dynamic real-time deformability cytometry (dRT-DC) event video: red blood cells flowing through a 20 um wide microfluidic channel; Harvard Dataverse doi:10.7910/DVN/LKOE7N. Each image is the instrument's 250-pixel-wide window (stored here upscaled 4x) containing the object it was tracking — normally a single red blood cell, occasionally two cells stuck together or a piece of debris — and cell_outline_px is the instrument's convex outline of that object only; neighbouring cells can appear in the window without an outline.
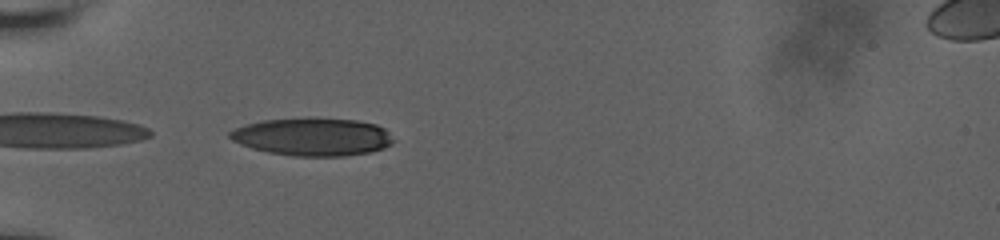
{"species": "human", "species_latin": "Homo sapiens", "temperature_condition": "room temperature", "stored_images_in_passage": 36, "camera_frame_rate_fps": 3000, "um_per_image_px": 0.085, "donor": {"sex": "male"}, "frame": {"image": 1, "passage_image": 1, "time_ms": 0.0, "image_size_px": [1000, 240], "cell_outline_px": [[396, 140], [392, 144], [384, 148], [372, 152], [344, 156], [292, 156], [268, 152], [252, 148], [240, 144], [232, 140], [228, 136], [228, 132], [236, 128], [248, 124], [264, 120], [356, 120], [376, 124], [384, 128]], "centroid_in_image_um": [26.61, 11.67], "position_along_channel_um": 58.4, "area_um2": 35.37}}
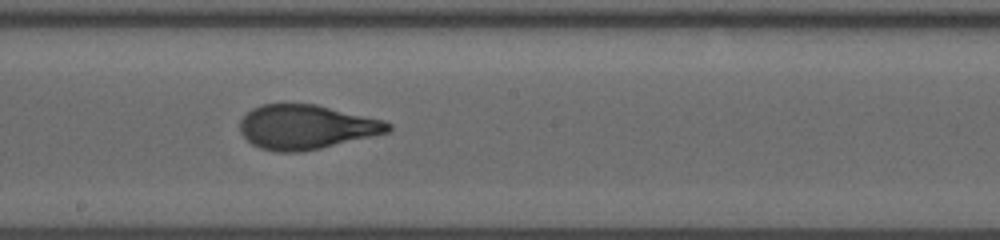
{"frame": {"image": 2, "passage_image": 15, "time_ms": 4.667, "image_size_px": [1000, 240], "cell_outline_px": [[392, 128], [388, 132], [320, 148], [300, 152], [276, 152], [260, 148], [252, 144], [240, 132], [240, 120], [252, 108], [260, 104], [316, 104], [384, 120], [392, 124]], "centroid_in_image_um": [26.01, 10.79], "position_along_channel_um": 222.2, "area_um2": 38.15}}
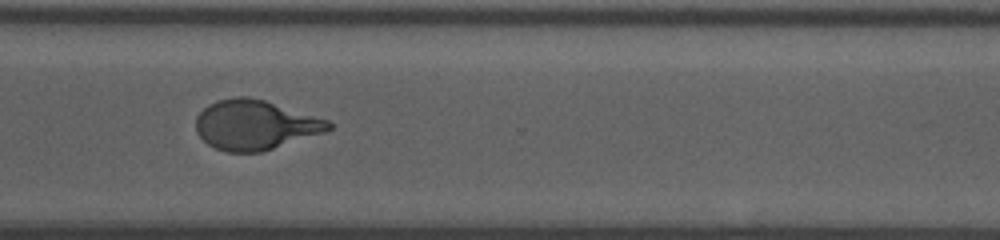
{"frame": {"image": 3, "passage_image": 25, "time_ms": 8.0, "image_size_px": [1000, 240], "cell_outline_px": [[332, 128], [324, 132], [260, 152], [228, 152], [216, 148], [208, 144], [196, 132], [196, 116], [208, 104], [216, 100], [236, 96], [248, 96], [264, 100], [328, 120], [332, 124]], "centroid_in_image_um": [21.64, 10.6], "position_along_channel_um": 349.0, "area_um2": 38.09}, "authors_computed_cell_mechanics": {"area_um2": 38.2347, "velocity_mm_per_s": 3.8145, "shape_relaxation_time_tau1_ms": 4.3473, "shape_relaxation_time_tau2_ms": 0.7639, "deformation_change_tau1": 0.2103, "deformation_change_tau2": 0.0823}}